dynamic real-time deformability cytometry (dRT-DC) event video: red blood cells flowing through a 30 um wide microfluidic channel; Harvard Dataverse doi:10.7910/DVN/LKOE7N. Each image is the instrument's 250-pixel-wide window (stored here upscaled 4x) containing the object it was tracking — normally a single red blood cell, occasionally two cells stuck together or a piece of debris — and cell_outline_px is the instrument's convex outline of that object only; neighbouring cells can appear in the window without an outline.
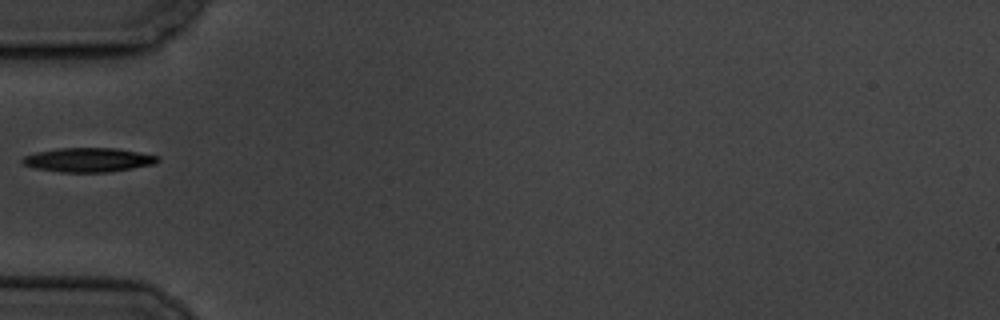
{"species": "common noctule bat (a hibernating species)", "species_latin": "Nyctalus noctula", "temperature_condition": "cold", "stored_images_in_passage": 1, "camera_frame_rate_fps": 3000, "um_per_image_px": 0.085, "animal": {"sex": "male", "body_mass_g": 19.5, "forearm_length_mm": 54.6}, "frame": {"image": 1, "passage_image": 1, "time_ms": 0.0, "image_size_px": [1000, 320], "cell_outline_px": [[160, 160], [156, 164], [108, 172], [60, 172], [36, 168], [24, 164], [20, 160], [24, 156], [36, 152], [60, 148], [116, 148], [160, 156]], "centroid_in_image_um": [7.54, 13.59], "position_along_channel_um": 77.5, "area_um2": 19.02}}